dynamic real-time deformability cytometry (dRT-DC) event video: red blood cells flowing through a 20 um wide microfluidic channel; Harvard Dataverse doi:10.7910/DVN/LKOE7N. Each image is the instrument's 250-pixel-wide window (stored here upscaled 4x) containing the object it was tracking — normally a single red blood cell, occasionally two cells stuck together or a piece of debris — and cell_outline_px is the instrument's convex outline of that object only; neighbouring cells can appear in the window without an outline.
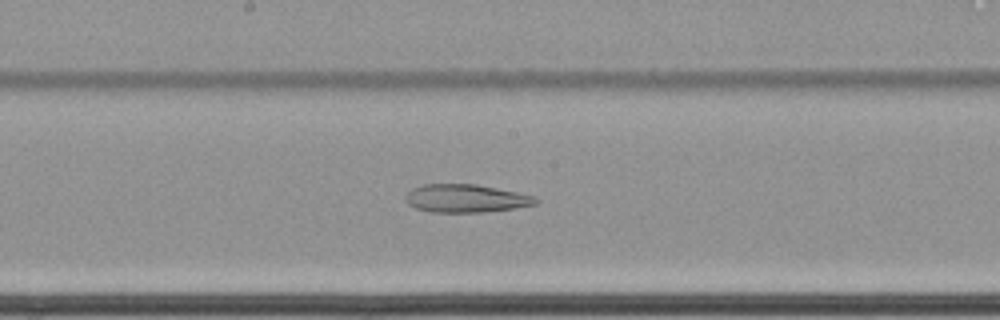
{"species": "common noctule bat (a hibernating species)", "species_latin": "Nyctalus noctula", "temperature_condition": "cold", "stored_images_in_passage": 65, "camera_frame_rate_fps": 3000, "um_per_image_px": 0.085, "animal": {"sex": "female", "body_mass_g": 22.7, "forearm_length_mm": 54.2}, "frame": {"image": 1, "passage_image": 38, "time_ms": 12.333, "image_size_px": [1000, 320], "cell_outline_px": [[540, 200], [536, 204], [516, 208], [484, 212], [432, 212], [416, 208], [408, 204], [408, 192], [412, 188], [424, 184], [476, 184], [516, 192], [532, 196]], "centroid_in_image_um": [39.62, 16.86], "position_along_channel_um": 208.6, "area_um2": 21.04}}
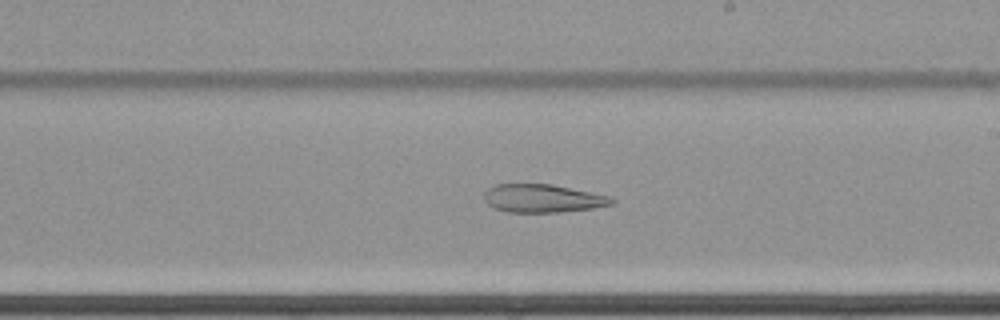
{"frame": {"image": 2, "passage_image": 41, "time_ms": 13.333, "image_size_px": [1000, 320], "cell_outline_px": [[616, 200], [612, 204], [592, 208], [560, 212], [508, 212], [492, 208], [484, 200], [484, 192], [488, 188], [496, 184], [552, 184], [608, 196]], "centroid_in_image_um": [46.07, 16.86], "position_along_channel_um": 242.9, "area_um2": 20.87}}
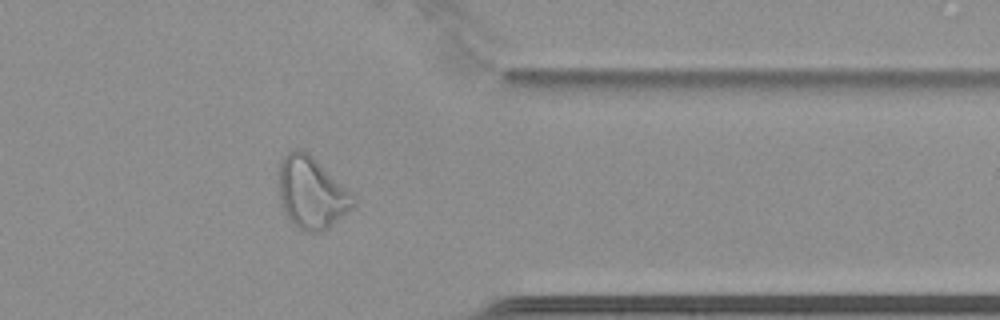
{"frame": {"image": 3, "passage_image": 54, "time_ms": 17.667, "image_size_px": [1000, 320], "cell_outline_px": [[356, 204], [352, 208], [324, 232], [304, 232], [296, 228], [288, 220], [280, 204], [276, 176], [276, 172], [280, 160], [288, 152], [296, 148], [300, 148], [308, 152], [356, 200]], "centroid_in_image_um": [26.38, 16.41], "position_along_channel_um": 385.0, "area_um2": 31.5}}